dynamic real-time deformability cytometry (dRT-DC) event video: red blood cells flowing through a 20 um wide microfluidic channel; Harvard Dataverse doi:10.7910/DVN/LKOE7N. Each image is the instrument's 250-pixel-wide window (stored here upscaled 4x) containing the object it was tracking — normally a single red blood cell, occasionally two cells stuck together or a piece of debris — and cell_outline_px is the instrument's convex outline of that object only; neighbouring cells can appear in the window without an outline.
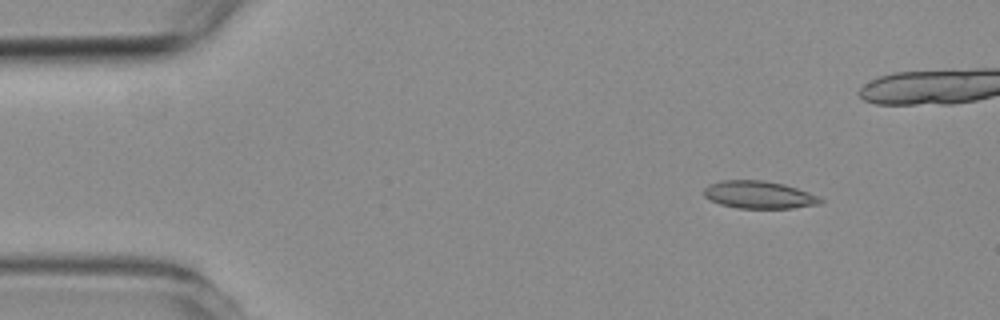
{"species": "common noctule bat (a hibernating species)", "species_latin": "Nyctalus noctula", "temperature_condition": "room temperature", "stored_images_in_passage": 5, "camera_frame_rate_fps": 3000, "um_per_image_px": 0.085, "animal": {"sex": "female", "body_mass_g": 19.3, "forearm_length_mm": 54.1}, "frame": {"image": 1, "passage_image": 2, "time_ms": 1.0, "image_size_px": [1000, 320], "cell_outline_px": [[824, 200], [820, 204], [792, 208], [736, 208], [720, 204], [704, 196], [704, 188], [708, 184], [720, 180], [764, 180], [784, 184], [808, 192]], "centroid_in_image_um": [64.48, 16.55], "position_along_channel_um": 20.5, "area_um2": 18.67}}